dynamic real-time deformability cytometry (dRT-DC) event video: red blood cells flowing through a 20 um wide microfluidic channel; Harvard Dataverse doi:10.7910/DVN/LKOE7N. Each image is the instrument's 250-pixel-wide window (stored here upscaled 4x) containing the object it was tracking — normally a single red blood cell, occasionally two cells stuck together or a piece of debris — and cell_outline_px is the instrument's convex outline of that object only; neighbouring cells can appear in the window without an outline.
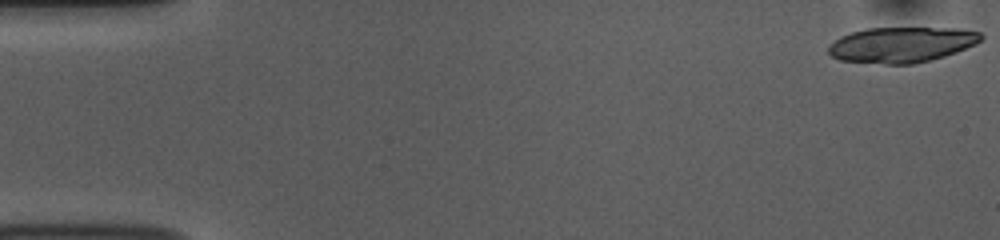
{"species": "common noctule bat (a hibernating species)", "species_latin": "Nyctalus noctula", "temperature_condition": "room temperature", "stored_images_in_passage": 18, "camera_frame_rate_fps": 3000, "um_per_image_px": 0.085, "animal": {"sex": "female", "body_mass_g": 10.0, "forearm_length_mm": 53.1}, "frame": {"image": 1, "passage_image": 1, "time_ms": 0.0, "image_size_px": [1000, 240], "cell_outline_px": [[984, 36], [976, 44], [944, 56], [912, 64], [884, 64], [840, 60], [832, 56], [828, 52], [828, 48], [840, 36], [852, 32], [868, 28], [956, 28], [980, 32]], "centroid_in_image_um": [76.64, 3.79], "position_along_channel_um": 8.4, "area_um2": 31.27}}